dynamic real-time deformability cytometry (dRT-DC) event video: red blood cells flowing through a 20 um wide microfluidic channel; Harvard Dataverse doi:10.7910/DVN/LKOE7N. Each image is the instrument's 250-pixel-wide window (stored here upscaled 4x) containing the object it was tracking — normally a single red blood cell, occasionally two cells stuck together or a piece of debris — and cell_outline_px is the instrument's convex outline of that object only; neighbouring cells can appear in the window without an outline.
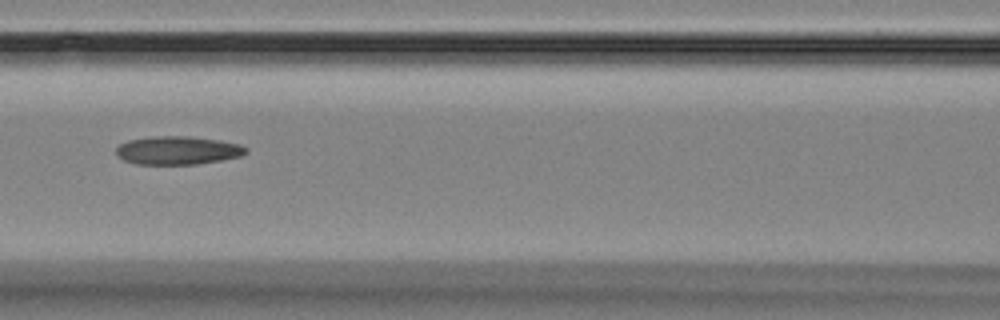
{"species": "Egyptian fruit bat (a non-hibernating species)", "species_latin": "Rousettus aegyptiacus", "temperature_condition": "room temperature", "stored_images_in_passage": 8, "camera_frame_rate_fps": 3000, "um_per_image_px": 0.085, "animal": {"sex": "female"}, "frame": {"image": 1, "passage_image": 6, "time_ms": 7.333, "image_size_px": [1000, 320], "cell_outline_px": [[248, 152], [240, 156], [220, 160], [196, 164], [136, 164], [124, 160], [116, 156], [116, 148], [120, 144], [128, 140], [152, 136], [188, 136], [220, 140], [240, 144], [248, 148]], "centroid_in_image_um": [15.1, 12.77], "position_along_channel_um": 151.5, "area_um2": 21.5}}
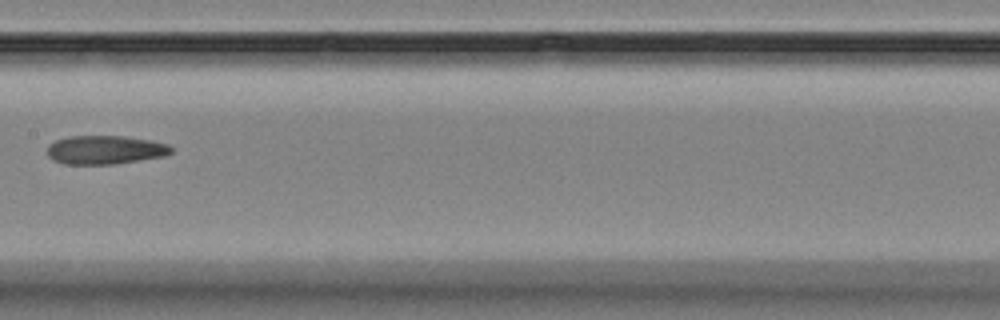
{"frame": {"image": 2, "passage_image": 7, "time_ms": 8.667, "image_size_px": [1000, 320], "cell_outline_px": [[172, 152], [164, 156], [116, 164], [64, 164], [52, 160], [48, 156], [48, 144], [56, 140], [72, 136], [124, 136], [152, 140], [168, 144], [172, 148]], "centroid_in_image_um": [8.94, 12.74], "position_along_channel_um": 198.5, "area_um2": 20.81}}
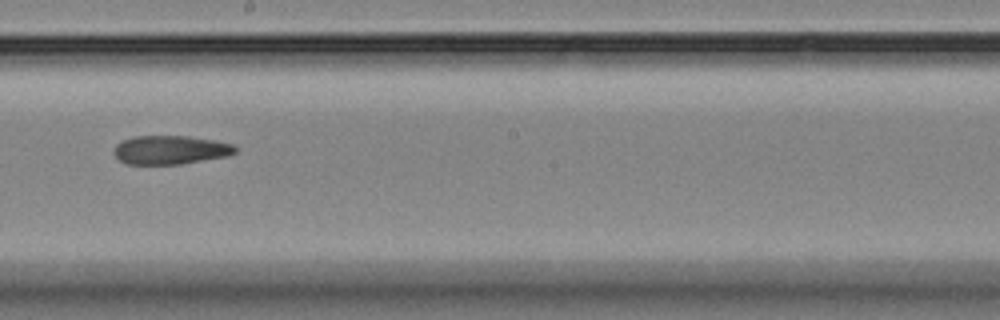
{"frame": {"image": 3, "passage_image": 8, "time_ms": 9.667, "image_size_px": [1000, 320], "cell_outline_px": [[236, 152], [228, 156], [180, 164], [128, 164], [120, 160], [112, 152], [116, 144], [120, 140], [132, 136], [188, 136], [216, 140], [232, 144], [236, 148]], "centroid_in_image_um": [14.46, 12.73], "position_along_channel_um": 233.7, "area_um2": 20.46}}